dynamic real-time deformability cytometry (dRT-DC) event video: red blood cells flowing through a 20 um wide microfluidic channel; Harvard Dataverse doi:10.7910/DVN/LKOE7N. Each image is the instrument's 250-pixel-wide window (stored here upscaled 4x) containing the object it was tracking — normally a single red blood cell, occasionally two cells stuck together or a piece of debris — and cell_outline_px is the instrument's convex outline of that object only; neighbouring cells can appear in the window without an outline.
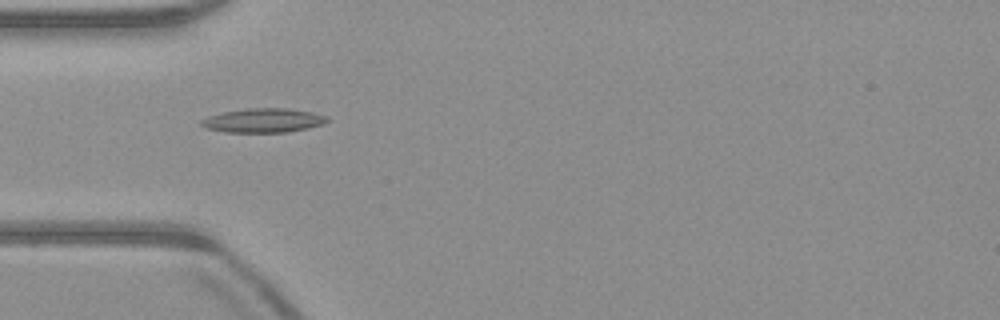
{"species": "common noctule bat (a hibernating species)", "species_latin": "Nyctalus noctula", "temperature_condition": "warm", "stored_images_in_passage": 11, "camera_frame_rate_fps": 3000, "um_per_image_px": 0.085, "animal": {"sex": "male", "body_mass_g": 23.1, "forearm_length_mm": 52.7}, "frame": {"image": 1, "passage_image": 1, "time_ms": 0.0, "image_size_px": [1000, 320], "cell_outline_px": [[328, 120], [324, 124], [308, 128], [284, 132], [224, 132], [208, 128], [200, 124], [200, 120], [208, 116], [224, 112], [248, 108], [284, 108], [312, 112], [328, 116]], "centroid_in_image_um": [22.39, 10.23], "position_along_channel_um": 62.6, "area_um2": 17.57}}
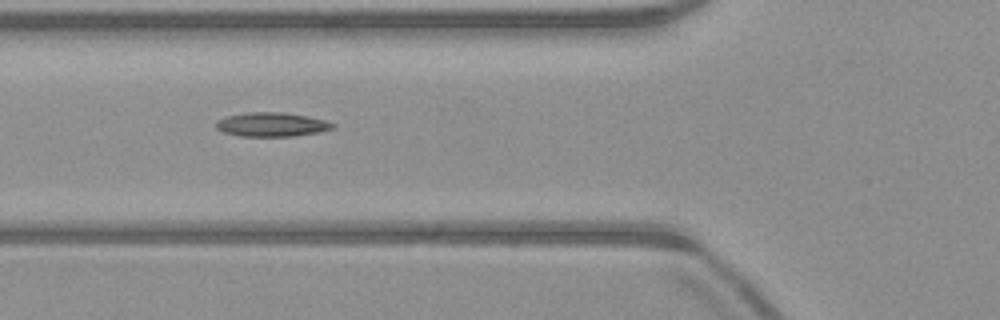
{"frame": {"image": 2, "passage_image": 4, "time_ms": 1.0, "image_size_px": [1000, 320], "cell_outline_px": [[336, 128], [320, 132], [292, 136], [240, 136], [224, 132], [216, 128], [216, 120], [228, 116], [248, 112], [284, 112], [308, 116], [324, 120], [336, 124]], "centroid_in_image_um": [23.13, 10.58], "position_along_channel_um": 102.7, "area_um2": 16.42}}
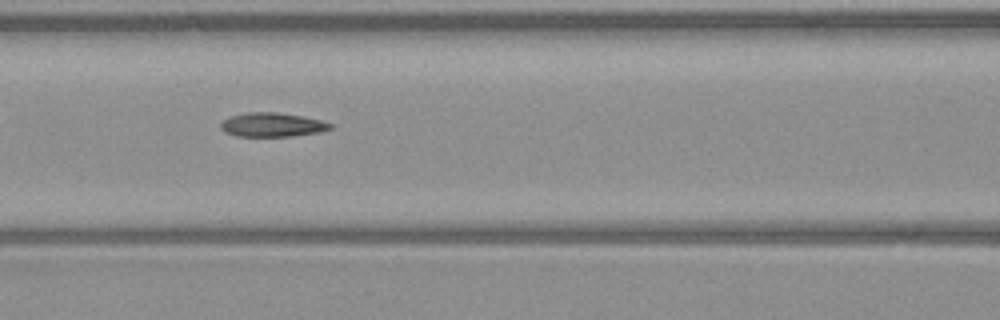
{"frame": {"image": 3, "passage_image": 7, "time_ms": 2.0, "image_size_px": [1000, 320], "cell_outline_px": [[332, 128], [320, 132], [292, 136], [236, 136], [224, 132], [220, 128], [220, 124], [224, 120], [232, 116], [244, 112], [276, 112], [304, 116], [320, 120], [332, 124]], "centroid_in_image_um": [23.13, 10.6], "position_along_channel_um": 143.5, "area_um2": 15.37}}